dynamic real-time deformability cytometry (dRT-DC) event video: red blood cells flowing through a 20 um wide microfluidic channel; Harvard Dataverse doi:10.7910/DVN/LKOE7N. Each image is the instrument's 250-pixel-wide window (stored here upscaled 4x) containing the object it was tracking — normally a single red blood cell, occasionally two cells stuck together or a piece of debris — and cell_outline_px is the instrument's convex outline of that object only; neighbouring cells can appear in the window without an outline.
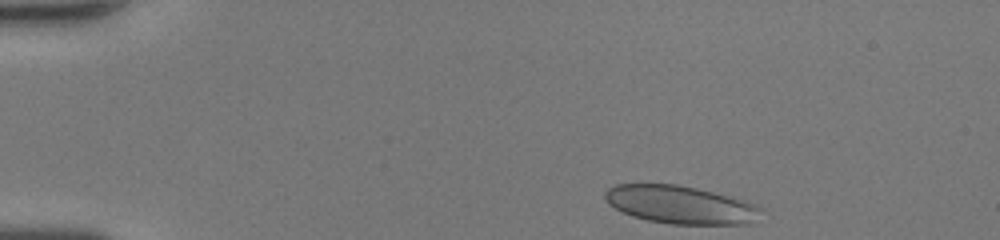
{"species": "human", "species_latin": "Homo sapiens", "temperature_condition": "room temperature", "stored_images_in_passage": 42, "camera_frame_rate_fps": 3000, "um_per_image_px": 0.085, "donor": {"sex": "female"}, "frame": {"image": 1, "passage_image": 1, "time_ms": 0.0, "image_size_px": [1000, 240], "cell_outline_px": [[764, 208], [748, 224], [672, 224], [648, 220], [632, 216], [608, 204], [604, 196], [604, 192], [608, 188], [616, 184], [676, 184], [696, 188], [744, 200], [756, 204]], "centroid_in_image_um": [57.8, 17.39], "position_along_channel_um": 27.2, "area_um2": 34.28}}
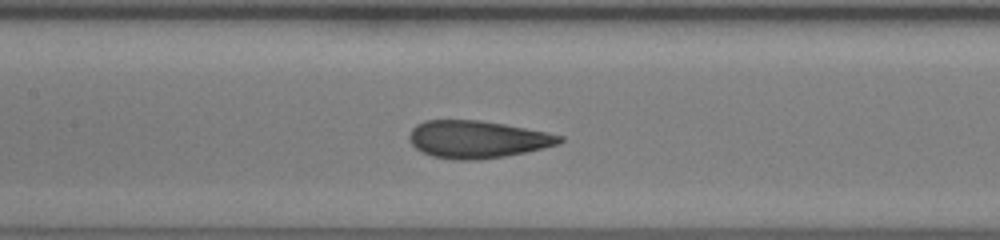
{"frame": {"image": 2, "passage_image": 17, "time_ms": 5.333, "image_size_px": [1000, 240], "cell_outline_px": [[564, 140], [560, 144], [528, 152], [504, 156], [476, 160], [456, 160], [432, 156], [416, 148], [412, 144], [408, 136], [412, 128], [416, 124], [424, 120], [480, 120], [504, 124], [548, 132], [564, 136]], "centroid_in_image_um": [40.6, 11.84], "position_along_channel_um": 166.8, "area_um2": 32.95}}
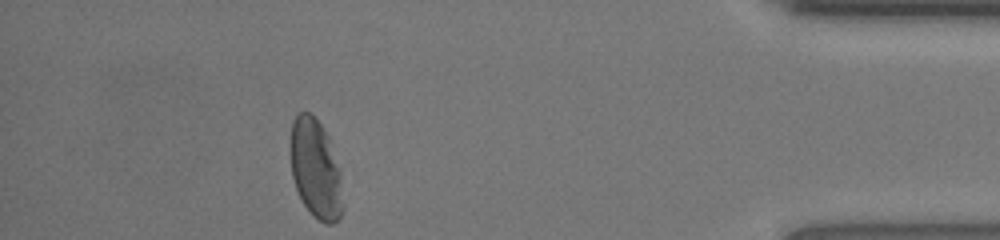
{"frame": {"image": 3, "passage_image": 37, "time_ms": 12.0, "image_size_px": [1000, 240], "cell_outline_px": [[344, 208], [340, 216], [332, 224], [328, 224], [312, 216], [304, 204], [296, 188], [292, 176], [288, 152], [288, 144], [292, 120], [296, 112], [312, 112], [328, 136], [340, 172], [344, 204]], "centroid_in_image_um": [26.79, 14.31], "position_along_channel_um": 408.4, "area_um2": 30.98}, "authors_computed_cell_mechanics": {"area_um2": 33.0038, "velocity_mm_per_s": 4.3018, "shape_relaxation_time_tau1_ms": 5.1539, "shape_relaxation_time_tau2_ms": 0.6868, "deformation_change_tau1": 0.1538, "deformation_change_tau2": 0.0612}}